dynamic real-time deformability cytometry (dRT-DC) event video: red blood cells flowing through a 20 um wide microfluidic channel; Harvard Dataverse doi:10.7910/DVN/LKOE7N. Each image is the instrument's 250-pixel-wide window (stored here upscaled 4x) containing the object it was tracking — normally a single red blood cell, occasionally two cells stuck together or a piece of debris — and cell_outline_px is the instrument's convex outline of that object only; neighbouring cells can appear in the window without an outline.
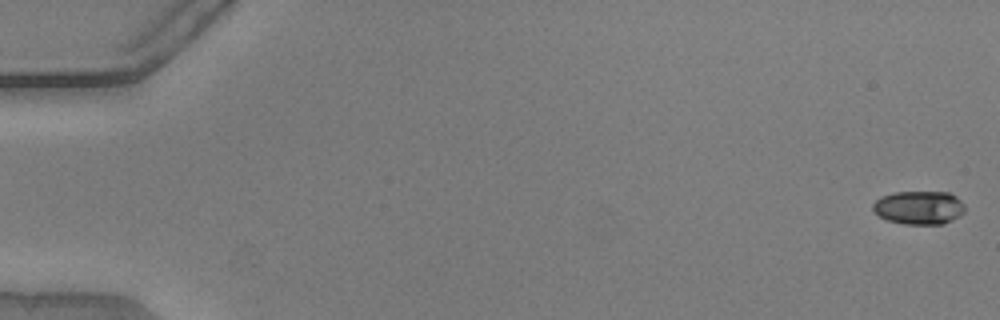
{"species": "common noctule bat (a hibernating species)", "species_latin": "Nyctalus noctula", "temperature_condition": "warm", "stored_images_in_passage": 55, "camera_frame_rate_fps": 3000, "um_per_image_px": 0.085, "animal": {"sex": "male", "body_mass_g": 20.5, "forearm_length_mm": 52.5}, "frame": {"image": 1, "passage_image": 1, "time_ms": 0.0, "image_size_px": [1000, 320], "cell_outline_px": [[964, 212], [960, 216], [944, 224], [904, 224], [888, 220], [880, 216], [872, 208], [872, 204], [880, 196], [896, 192], [948, 192], [956, 196], [964, 204]], "centroid_in_image_um": [78.13, 17.64], "position_along_channel_um": 6.9, "area_um2": 17.98}}
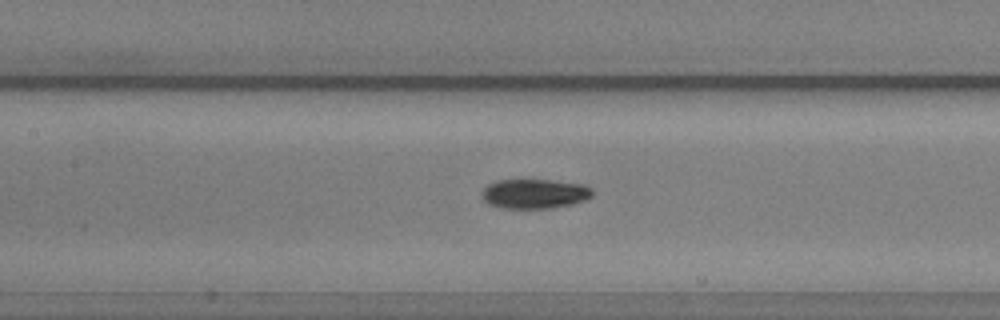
{"frame": {"image": 2, "passage_image": 26, "time_ms": 8.333, "image_size_px": [1000, 320], "cell_outline_px": [[592, 196], [584, 200], [572, 204], [548, 208], [500, 208], [488, 204], [480, 196], [480, 192], [488, 184], [496, 180], [552, 180], [584, 184], [592, 188]], "centroid_in_image_um": [45.4, 16.46], "position_along_channel_um": 162.0, "area_um2": 19.19}}
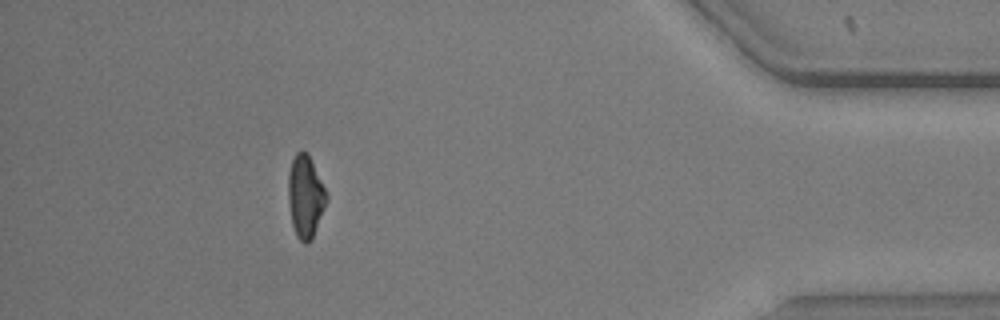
{"frame": {"image": 3, "passage_image": 49, "time_ms": 16.0, "image_size_px": [1000, 320], "cell_outline_px": [[328, 200], [312, 240], [308, 244], [304, 244], [296, 236], [292, 224], [288, 200], [288, 176], [292, 160], [296, 152], [308, 152], [328, 196]], "centroid_in_image_um": [25.96, 16.74], "position_along_channel_um": 409.2, "area_um2": 18.44}, "authors_computed_cell_mechanics": {"area_um2": 18.7272, "velocity_mm_per_s": 3.8486, "shape_relaxation_time_tau1_ms": 4.038, "shape_relaxation_time_tau2_ms": 5.8426, "deformation_change_tau1": 0.1469, "deformation_change_tau2": 0.0915}}